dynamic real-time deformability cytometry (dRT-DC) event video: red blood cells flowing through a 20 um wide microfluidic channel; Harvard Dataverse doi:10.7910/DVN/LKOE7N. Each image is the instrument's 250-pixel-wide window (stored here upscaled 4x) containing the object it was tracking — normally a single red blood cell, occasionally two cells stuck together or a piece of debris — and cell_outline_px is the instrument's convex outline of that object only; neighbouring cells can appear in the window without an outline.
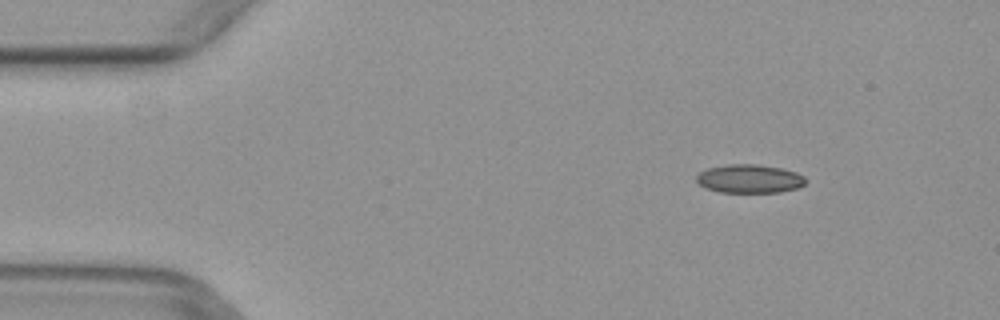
{"species": "common noctule bat (a hibernating species)", "species_latin": "Nyctalus noctula", "temperature_condition": "warm", "stored_images_in_passage": 3, "camera_frame_rate_fps": 3000, "um_per_image_px": 0.085, "animal": {"sex": "female", "body_mass_g": 29.2, "forearm_length_mm": 56.3}, "frame": {"image": 1, "passage_image": 1, "time_ms": 0.0, "image_size_px": [1000, 320], "cell_outline_px": [[808, 180], [804, 184], [796, 188], [780, 192], [720, 192], [708, 188], [700, 184], [696, 180], [696, 176], [700, 172], [708, 168], [728, 164], [756, 164], [780, 168], [796, 172], [804, 176]], "centroid_in_image_um": [63.73, 15.19], "position_along_channel_um": 21.3, "area_um2": 18.03}}